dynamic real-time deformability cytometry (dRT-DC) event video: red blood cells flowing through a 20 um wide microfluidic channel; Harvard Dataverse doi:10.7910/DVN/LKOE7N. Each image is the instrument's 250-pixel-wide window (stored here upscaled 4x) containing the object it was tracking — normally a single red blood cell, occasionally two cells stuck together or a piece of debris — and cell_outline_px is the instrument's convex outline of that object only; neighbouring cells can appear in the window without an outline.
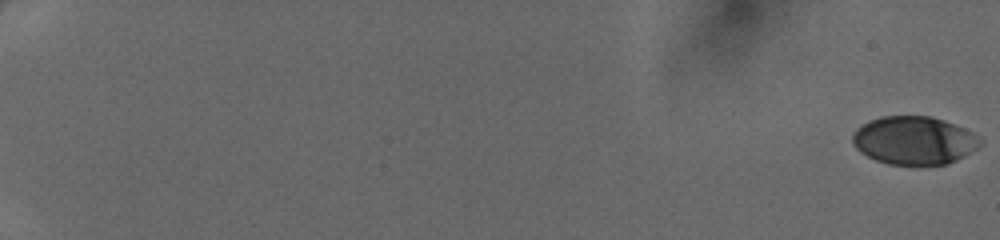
{"species": "human", "species_latin": "Homo sapiens", "temperature_condition": "cold", "stored_images_in_passage": 51, "camera_frame_rate_fps": 3000, "um_per_image_px": 0.085, "donor": {"sex": "female"}, "frame": {"image": 1, "passage_image": 1, "time_ms": 0.0, "image_size_px": [1000, 240], "cell_outline_px": [[980, 144], [976, 148], [964, 156], [948, 164], [888, 164], [876, 160], [860, 152], [852, 144], [852, 136], [856, 128], [868, 120], [880, 116], [932, 116], [944, 120], [964, 128], [972, 132], [980, 140]], "centroid_in_image_um": [77.65, 11.92], "position_along_channel_um": 7.4, "area_um2": 35.72}}
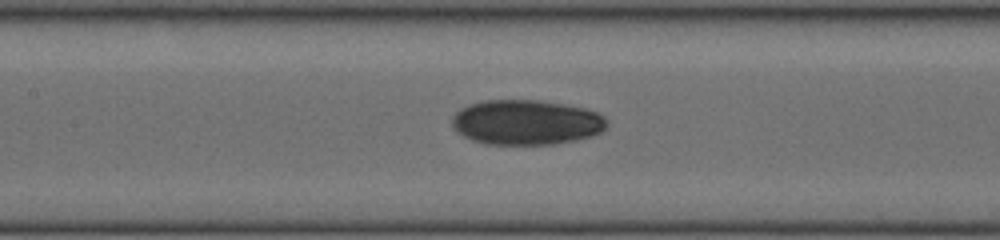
{"frame": {"image": 2, "passage_image": 28, "time_ms": 9.0, "image_size_px": [1000, 240], "cell_outline_px": [[608, 124], [604, 132], [592, 136], [576, 140], [552, 144], [484, 144], [472, 140], [456, 132], [452, 128], [452, 116], [460, 108], [468, 104], [484, 100], [540, 100], [564, 104], [584, 108], [596, 112], [604, 116], [608, 120]], "centroid_in_image_um": [44.73, 10.39], "position_along_channel_um": 162.7, "area_um2": 41.04}}
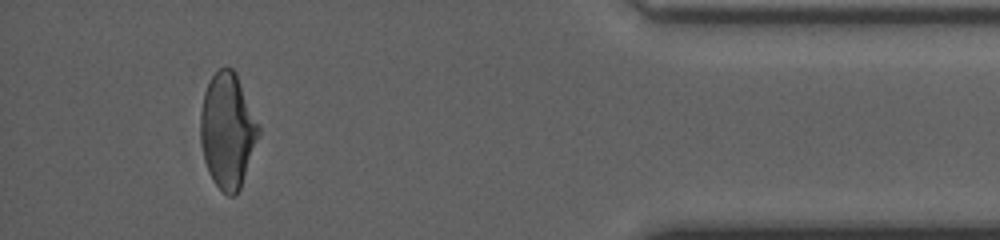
{"frame": {"image": 3, "passage_image": 48, "time_ms": 15.667, "image_size_px": [1000, 240], "cell_outline_px": [[260, 132], [240, 188], [236, 196], [228, 196], [212, 180], [208, 172], [204, 160], [200, 140], [200, 112], [204, 92], [212, 76], [220, 68], [232, 68], [236, 72], [260, 128]], "centroid_in_image_um": [19.32, 11.11], "position_along_channel_um": 415.9, "area_um2": 38.73}}